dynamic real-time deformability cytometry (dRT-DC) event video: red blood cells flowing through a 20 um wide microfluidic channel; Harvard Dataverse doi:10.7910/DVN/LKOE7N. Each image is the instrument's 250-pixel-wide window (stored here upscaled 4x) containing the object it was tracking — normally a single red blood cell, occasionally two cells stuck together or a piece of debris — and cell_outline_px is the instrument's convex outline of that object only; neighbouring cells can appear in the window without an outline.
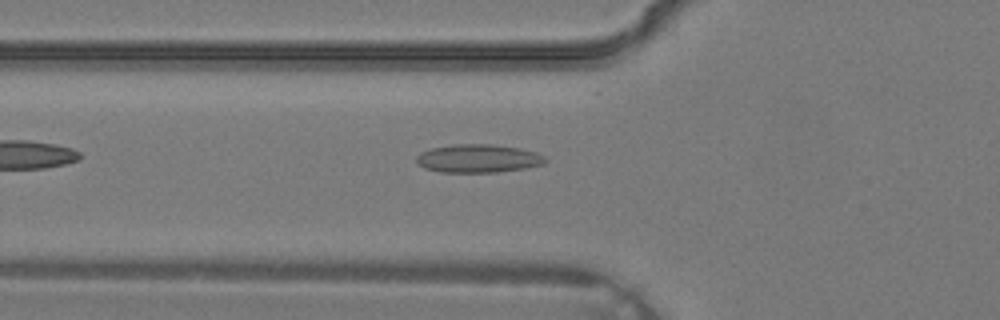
{"species": "common noctule bat (a hibernating species)", "species_latin": "Nyctalus noctula", "temperature_condition": "warm", "stored_images_in_passage": 25, "camera_frame_rate_fps": 3000, "um_per_image_px": 0.085, "animal": {"sex": "male", "body_mass_g": 19.2, "forearm_length_mm": 51.8}, "frame": {"image": 1, "passage_image": 2, "time_ms": 0.333, "image_size_px": [1000, 320], "cell_outline_px": [[548, 160], [544, 164], [524, 168], [496, 172], [440, 172], [424, 168], [416, 160], [416, 156], [420, 152], [432, 148], [452, 144], [492, 144], [520, 148], [536, 152], [544, 156]], "centroid_in_image_um": [40.65, 13.46], "position_along_channel_um": 85.1, "area_um2": 21.27}}
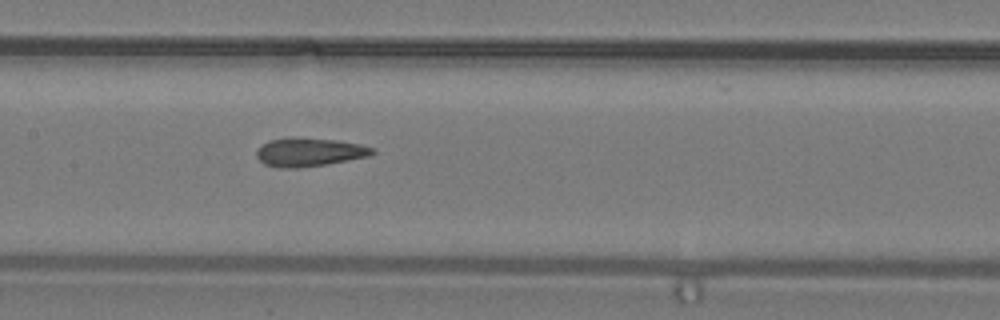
{"frame": {"image": 2, "passage_image": 7, "time_ms": 2.0, "image_size_px": [1000, 320], "cell_outline_px": [[376, 152], [368, 156], [328, 164], [296, 168], [280, 168], [264, 164], [256, 156], [256, 148], [272, 140], [336, 140], [360, 144], [372, 148]], "centroid_in_image_um": [26.3, 12.98], "position_along_channel_um": 181.1, "area_um2": 18.38}}
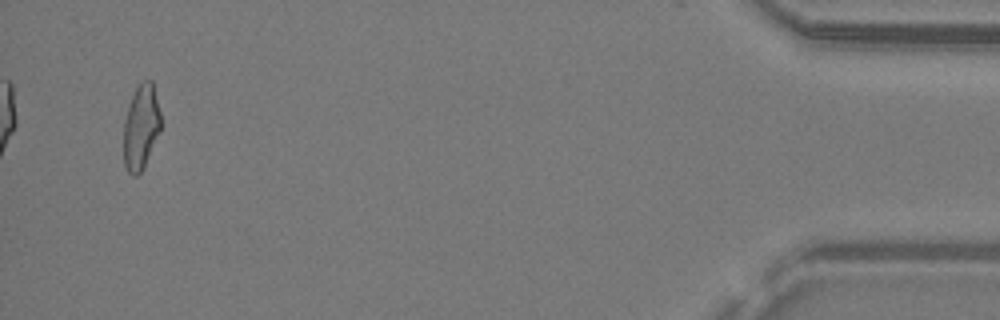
{"frame": {"image": 3, "passage_image": 24, "time_ms": 7.667, "image_size_px": [1000, 320], "cell_outline_px": [[160, 132], [144, 168], [136, 176], [132, 176], [128, 172], [124, 164], [124, 120], [128, 104], [136, 88], [144, 80], [152, 80], [160, 112]], "centroid_in_image_um": [11.98, 10.83], "position_along_channel_um": 423.2, "area_um2": 18.44}}